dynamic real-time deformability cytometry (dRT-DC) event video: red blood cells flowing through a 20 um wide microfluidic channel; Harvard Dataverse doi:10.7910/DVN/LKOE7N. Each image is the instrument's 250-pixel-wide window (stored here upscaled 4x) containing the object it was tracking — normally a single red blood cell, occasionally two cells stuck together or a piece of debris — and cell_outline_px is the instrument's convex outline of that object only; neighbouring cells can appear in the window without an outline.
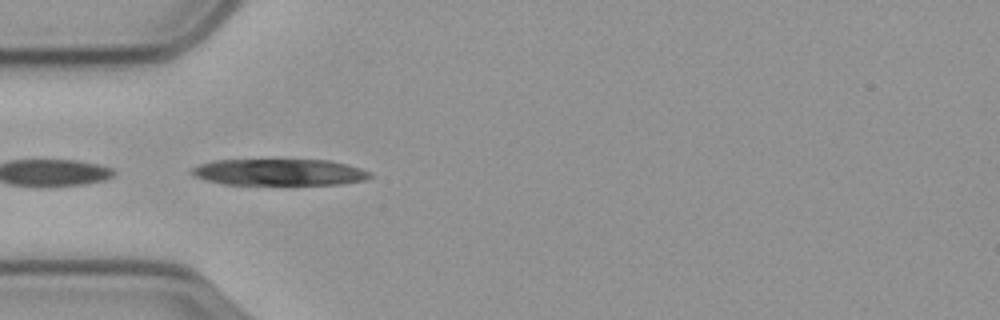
{"species": "common noctule bat (a hibernating species)", "species_latin": "Nyctalus noctula", "temperature_condition": "cold", "stored_images_in_passage": 6, "camera_frame_rate_fps": 3000, "um_per_image_px": 0.085, "animal": {"sex": "male", "body_mass_g": 23.1, "forearm_length_mm": 52.7}, "frame": {"image": 1, "passage_image": 4, "time_ms": 1.0, "image_size_px": [1000, 320], "cell_outline_px": [[372, 176], [364, 180], [340, 184], [224, 184], [204, 180], [188, 172], [192, 168], [200, 164], [212, 160], [328, 160], [348, 164], [372, 172]], "centroid_in_image_um": [23.74, 14.63], "position_along_channel_um": 61.3, "area_um2": 27.51}}